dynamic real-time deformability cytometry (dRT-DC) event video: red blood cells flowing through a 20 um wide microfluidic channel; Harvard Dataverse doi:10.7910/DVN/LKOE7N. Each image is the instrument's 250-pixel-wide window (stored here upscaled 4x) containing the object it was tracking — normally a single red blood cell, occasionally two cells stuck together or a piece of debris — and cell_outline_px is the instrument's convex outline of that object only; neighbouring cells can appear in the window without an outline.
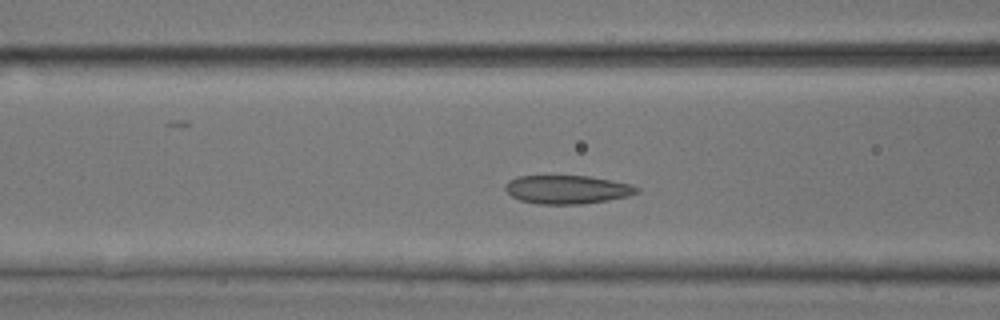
{"species": "common noctule bat (a hibernating species)", "species_latin": "Nyctalus noctula", "temperature_condition": "room temperature", "stored_images_in_passage": 43, "camera_frame_rate_fps": 3000, "um_per_image_px": 0.085, "animal": {"sex": "male", "body_mass_g": 17.9, "forearm_length_mm": 54.2}, "frame": {"image": 1, "passage_image": 13, "time_ms": 4.0, "image_size_px": [1000, 320], "cell_outline_px": [[640, 192], [628, 196], [608, 200], [580, 204], [540, 204], [520, 200], [512, 196], [504, 188], [508, 180], [516, 176], [588, 176], [612, 180], [632, 184], [640, 188]], "centroid_in_image_um": [48.24, 16.1], "position_along_channel_um": 118.4, "area_um2": 21.91}}
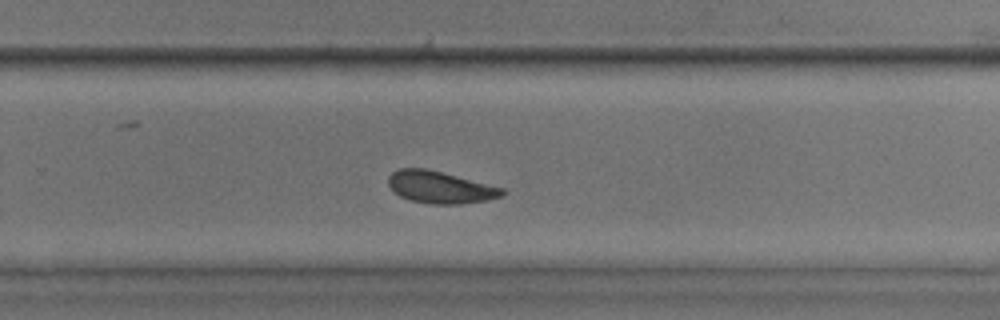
{"frame": {"image": 2, "passage_image": 26, "time_ms": 8.333, "image_size_px": [1000, 320], "cell_outline_px": [[504, 196], [488, 200], [460, 204], [432, 204], [412, 200], [400, 196], [388, 184], [388, 176], [392, 172], [400, 168], [424, 168], [504, 188]], "centroid_in_image_um": [37.42, 15.92], "position_along_channel_um": 292.4, "area_um2": 20.98}}
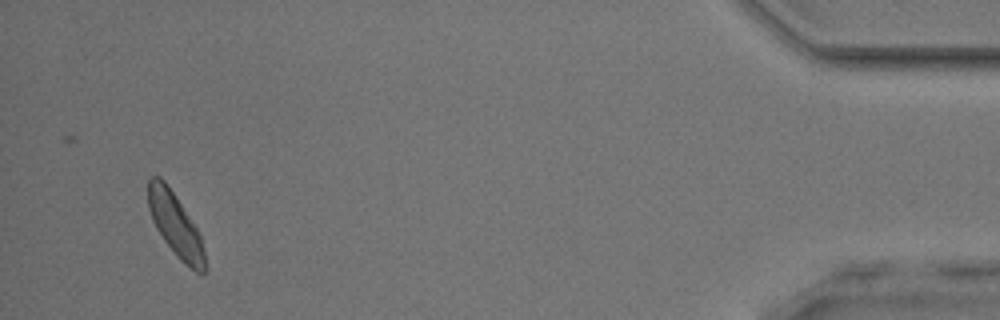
{"frame": {"image": 3, "passage_image": 41, "time_ms": 13.333, "image_size_px": [1000, 320], "cell_outline_px": [[204, 272], [196, 272], [184, 264], [180, 260], [164, 240], [156, 228], [152, 220], [148, 208], [148, 180], [152, 176], [160, 176], [164, 180], [176, 196], [196, 228], [200, 236], [204, 252]], "centroid_in_image_um": [14.87, 19.08], "position_along_channel_um": 420.3, "area_um2": 20.46}, "authors_computed_cell_mechanics": {"area_um2": 21.6172, "velocity_mm_per_s": 4.0275, "shape_relaxation_time_tau1_ms": 2.9686, "shape_relaxation_time_tau2_ms": 3.1, "deformation_change_tau1": 0.0865, "deformation_change_tau2": 0.0782}}